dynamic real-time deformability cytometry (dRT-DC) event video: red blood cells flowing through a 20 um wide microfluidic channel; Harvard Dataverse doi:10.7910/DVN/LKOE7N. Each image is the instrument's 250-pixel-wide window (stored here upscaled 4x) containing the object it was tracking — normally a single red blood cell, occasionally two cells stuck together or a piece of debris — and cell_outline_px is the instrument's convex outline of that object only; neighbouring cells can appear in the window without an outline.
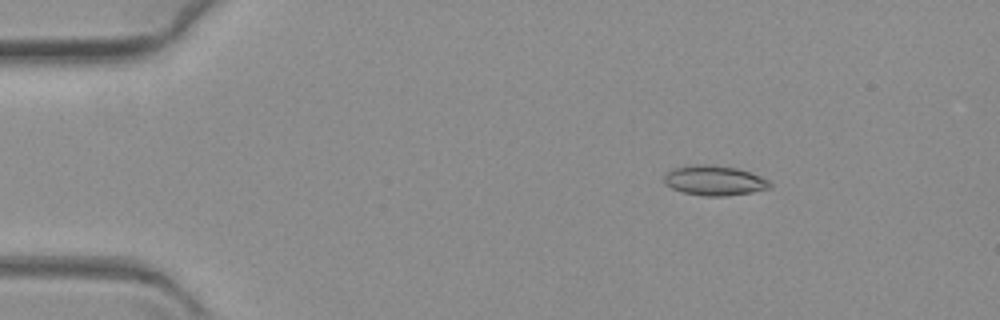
{"species": "common noctule bat (a hibernating species)", "species_latin": "Nyctalus noctula", "temperature_condition": "warm", "stored_images_in_passage": 61, "camera_frame_rate_fps": 3000, "um_per_image_px": 0.085, "animal": {"sex": "female", "body_mass_g": 19.3, "forearm_length_mm": 54.1}, "frame": {"image": 1, "passage_image": 8, "time_ms": 2.333, "image_size_px": [1000, 320], "cell_outline_px": [[772, 184], [768, 188], [752, 192], [724, 196], [704, 196], [684, 192], [672, 188], [664, 180], [664, 176], [672, 168], [696, 164], [704, 164], [736, 168], [760, 176], [768, 180]], "centroid_in_image_um": [60.72, 15.34], "position_along_channel_um": 24.3, "area_um2": 18.09}}
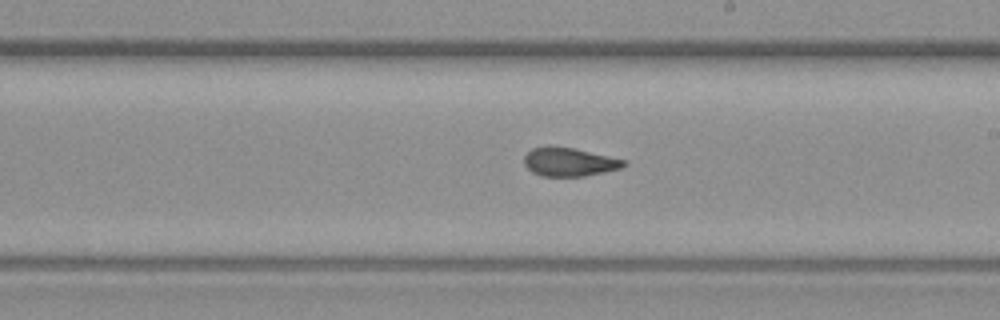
{"frame": {"image": 2, "passage_image": 35, "time_ms": 11.333, "image_size_px": [1000, 320], "cell_outline_px": [[628, 164], [620, 168], [604, 172], [584, 176], [540, 176], [532, 172], [524, 164], [524, 156], [532, 148], [572, 148], [624, 160]], "centroid_in_image_um": [48.37, 13.8], "position_along_channel_um": 240.6, "area_um2": 16.01}}
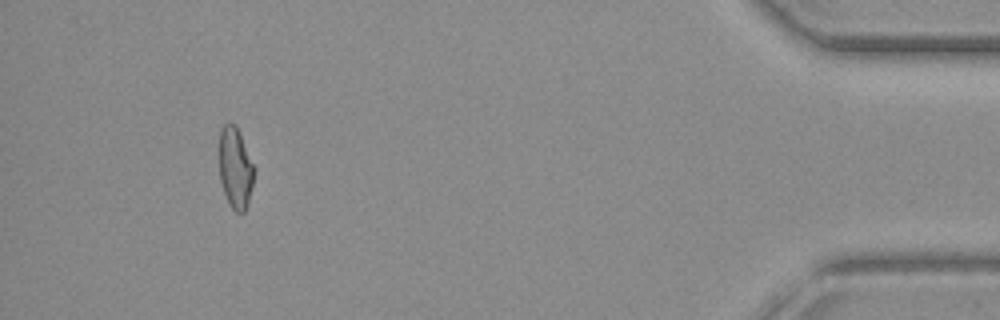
{"frame": {"image": 3, "passage_image": 57, "time_ms": 18.667, "image_size_px": [1000, 320], "cell_outline_px": [[252, 184], [248, 200], [244, 212], [236, 212], [232, 208], [224, 192], [220, 180], [220, 128], [224, 124], [236, 124], [252, 164]], "centroid_in_image_um": [19.97, 14.26], "position_along_channel_um": 415.2, "area_um2": 15.72}}